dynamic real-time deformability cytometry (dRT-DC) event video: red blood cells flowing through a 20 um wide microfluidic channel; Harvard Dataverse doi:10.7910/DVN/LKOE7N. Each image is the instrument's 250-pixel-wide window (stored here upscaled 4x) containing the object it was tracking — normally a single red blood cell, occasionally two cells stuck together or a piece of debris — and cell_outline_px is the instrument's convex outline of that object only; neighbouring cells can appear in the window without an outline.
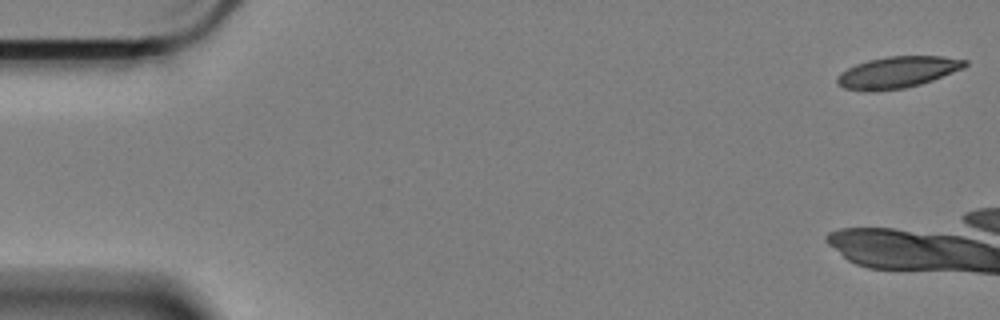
{"species": "Egyptian fruit bat (a non-hibernating species)", "species_latin": "Rousettus aegyptiacus", "temperature_condition": "cold", "stored_images_in_passage": 7, "camera_frame_rate_fps": 3000, "um_per_image_px": 0.085, "animal": {"sex": "female"}, "frame": {"image": 1, "passage_image": 1, "time_ms": 0.0, "image_size_px": [1000, 320], "cell_outline_px": [[968, 64], [964, 68], [932, 80], [920, 84], [904, 88], [876, 92], [864, 92], [844, 88], [836, 84], [836, 76], [840, 72], [856, 64], [868, 60], [888, 56], [944, 56], [968, 60]], "centroid_in_image_um": [76.25, 6.15], "position_along_channel_um": 8.8, "area_um2": 23.76}}